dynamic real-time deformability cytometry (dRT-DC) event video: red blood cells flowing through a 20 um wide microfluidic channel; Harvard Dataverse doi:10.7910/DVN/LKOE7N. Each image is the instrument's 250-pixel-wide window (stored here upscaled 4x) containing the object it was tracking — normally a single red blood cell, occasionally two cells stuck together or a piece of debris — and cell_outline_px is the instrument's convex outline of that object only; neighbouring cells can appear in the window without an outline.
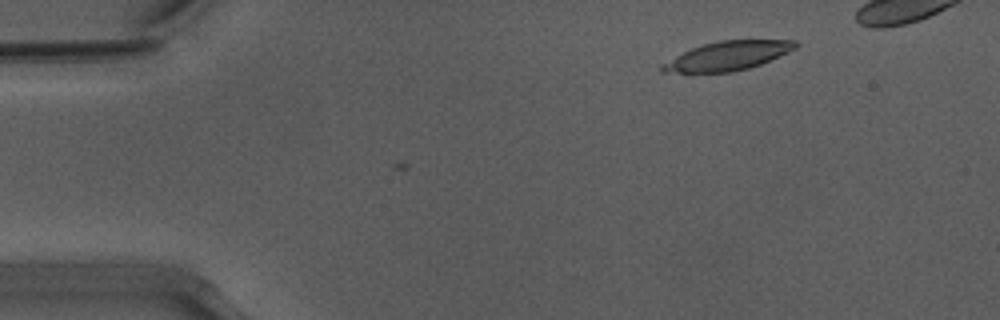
{"species": "Egyptian fruit bat (a non-hibernating species)", "species_latin": "Rousettus aegyptiacus", "temperature_condition": "warm", "stored_images_in_passage": 3, "camera_frame_rate_fps": 3000, "um_per_image_px": 0.085, "animal": {"sex": "male"}, "frame": {"image": 1, "passage_image": 3, "time_ms": 0.667, "image_size_px": [1000, 320], "cell_outline_px": [[796, 48], [760, 64], [748, 68], [732, 72], [660, 72], [660, 64], [692, 48], [704, 44], [720, 40], [796, 40]], "centroid_in_image_um": [61.82, 4.75], "position_along_channel_um": 23.2, "area_um2": 22.08}}